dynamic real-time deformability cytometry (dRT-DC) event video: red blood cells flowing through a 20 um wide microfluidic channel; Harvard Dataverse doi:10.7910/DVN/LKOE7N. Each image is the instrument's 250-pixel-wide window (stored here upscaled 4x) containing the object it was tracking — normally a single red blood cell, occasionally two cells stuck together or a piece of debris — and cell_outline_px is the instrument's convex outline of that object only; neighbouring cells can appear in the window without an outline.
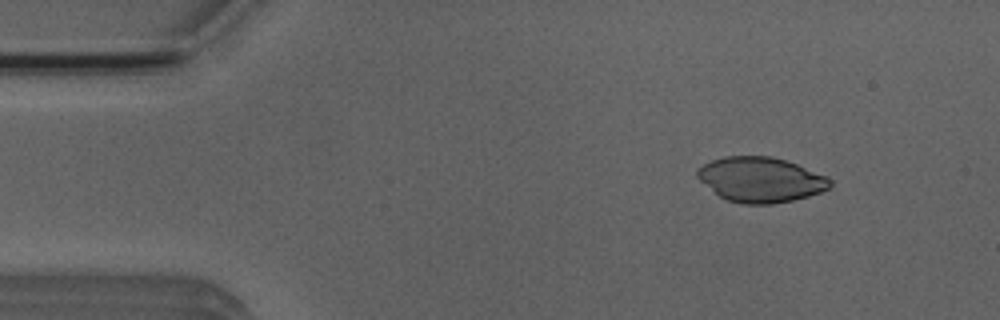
{"species": "Egyptian fruit bat (a non-hibernating species)", "species_latin": "Rousettus aegyptiacus", "temperature_condition": "room temperature", "stored_images_in_passage": 3, "camera_frame_rate_fps": 3000, "um_per_image_px": 0.085, "animal": {"sex": "male"}, "frame": {"image": 1, "passage_image": 1, "time_ms": 0.0, "image_size_px": [1000, 320], "cell_outline_px": [[832, 184], [828, 188], [820, 192], [808, 196], [792, 200], [772, 204], [740, 204], [724, 200], [700, 180], [696, 176], [696, 168], [712, 160], [724, 156], [772, 156], [796, 164], [828, 176], [832, 180]], "centroid_in_image_um": [64.64, 15.27], "position_along_channel_um": 20.4, "area_um2": 34.91}}